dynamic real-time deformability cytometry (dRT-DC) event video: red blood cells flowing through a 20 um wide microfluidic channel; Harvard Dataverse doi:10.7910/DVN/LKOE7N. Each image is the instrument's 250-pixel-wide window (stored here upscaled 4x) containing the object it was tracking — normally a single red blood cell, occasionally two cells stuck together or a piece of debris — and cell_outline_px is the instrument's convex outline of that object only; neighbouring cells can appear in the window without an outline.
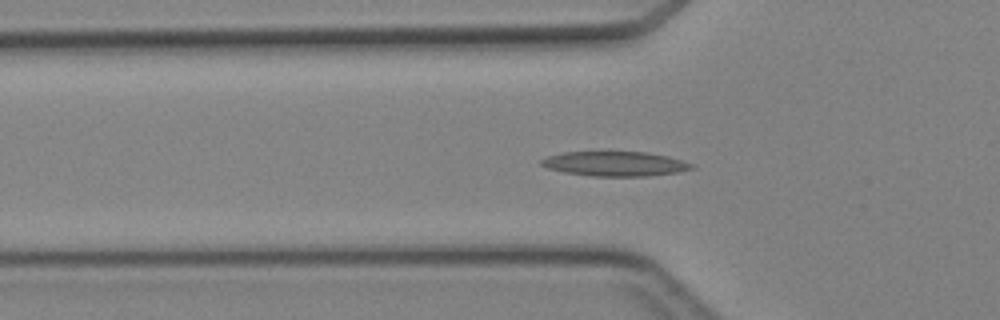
{"species": "Egyptian fruit bat (a non-hibernating species)", "species_latin": "Rousettus aegyptiacus", "temperature_condition": "cold", "stored_images_in_passage": 44, "camera_frame_rate_fps": 3000, "um_per_image_px": 0.085, "animal": {"sex": "female"}, "frame": {"image": 1, "passage_image": 16, "time_ms": 5.0, "image_size_px": [1000, 320], "cell_outline_px": [[696, 168], [676, 172], [648, 176], [592, 176], [564, 172], [548, 168], [540, 164], [540, 160], [548, 156], [564, 152], [648, 152], [668, 156], [692, 164]], "centroid_in_image_um": [52.27, 13.92], "position_along_channel_um": 73.5, "area_um2": 21.44}}
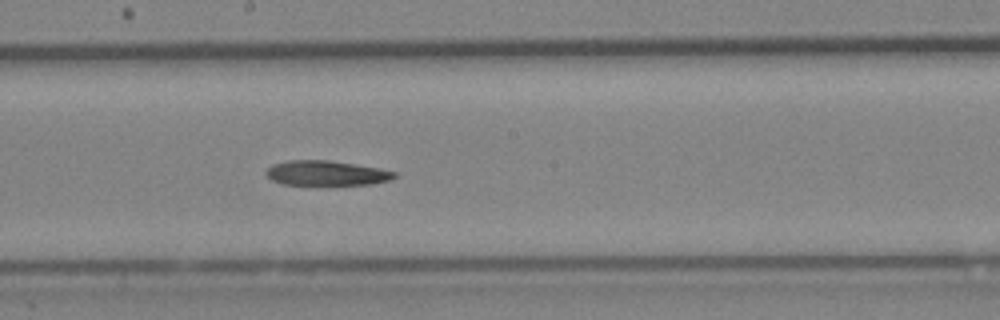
{"frame": {"image": 2, "passage_image": 26, "time_ms": 8.333, "image_size_px": [1000, 320], "cell_outline_px": [[396, 176], [388, 180], [372, 184], [284, 184], [272, 180], [264, 172], [272, 164], [288, 160], [328, 160], [376, 168], [396, 172]], "centroid_in_image_um": [27.69, 14.7], "position_along_channel_um": 220.5, "area_um2": 18.15}}
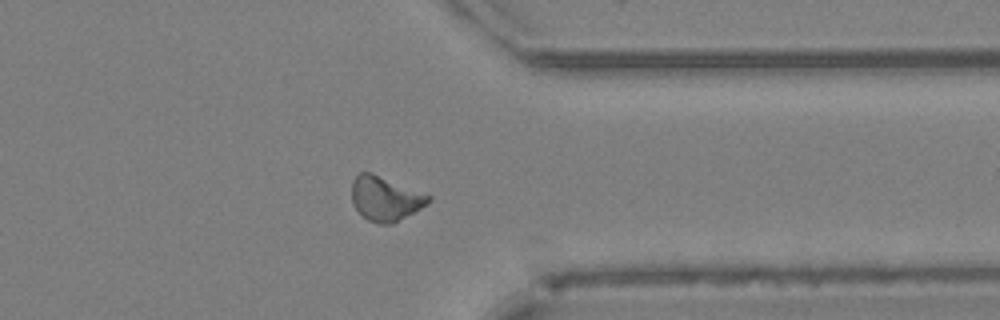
{"frame": {"image": 3, "passage_image": 37, "time_ms": 12.0, "image_size_px": [1000, 320], "cell_outline_px": [[432, 200], [428, 204], [392, 224], [380, 224], [368, 220], [352, 204], [352, 180], [360, 172], [372, 172], [432, 196]], "centroid_in_image_um": [32.76, 16.87], "position_along_channel_um": 378.6, "area_um2": 19.83}}